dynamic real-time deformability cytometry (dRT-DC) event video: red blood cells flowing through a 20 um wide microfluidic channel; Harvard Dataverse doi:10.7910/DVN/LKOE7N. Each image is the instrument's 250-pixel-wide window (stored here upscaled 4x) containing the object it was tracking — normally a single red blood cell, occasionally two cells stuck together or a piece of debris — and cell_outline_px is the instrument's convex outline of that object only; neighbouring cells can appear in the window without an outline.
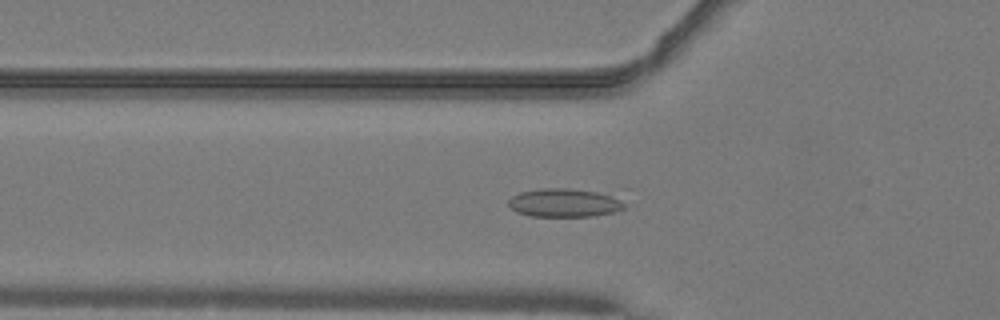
{"species": "common noctule bat (a hibernating species)", "species_latin": "Nyctalus noctula", "temperature_condition": "warm", "stored_images_in_passage": 50, "camera_frame_rate_fps": 3000, "um_per_image_px": 0.085, "animal": {"sex": "male", "body_mass_g": 19.2, "forearm_length_mm": 51.8}, "frame": {"image": 1, "passage_image": 17, "time_ms": 5.333, "image_size_px": [1000, 320], "cell_outline_px": [[624, 208], [616, 212], [592, 216], [528, 216], [516, 212], [508, 204], [508, 200], [512, 196], [520, 192], [540, 188], [568, 188], [596, 192], [620, 200], [624, 204]], "centroid_in_image_um": [47.9, 17.24], "position_along_channel_um": 77.9, "area_um2": 19.02}}
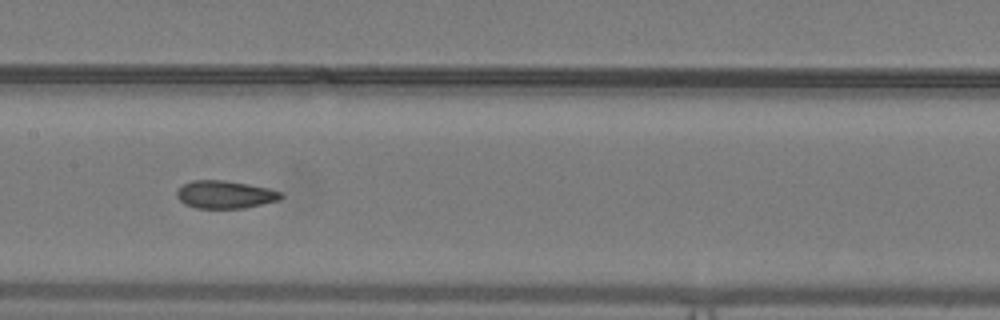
{"frame": {"image": 2, "passage_image": 25, "time_ms": 8.0, "image_size_px": [1000, 320], "cell_outline_px": [[284, 196], [280, 200], [244, 208], [196, 208], [184, 204], [176, 196], [176, 192], [184, 184], [192, 180], [224, 180], [248, 184], [268, 188], [280, 192]], "centroid_in_image_um": [19.13, 16.54], "position_along_channel_um": 188.3, "area_um2": 16.82}}
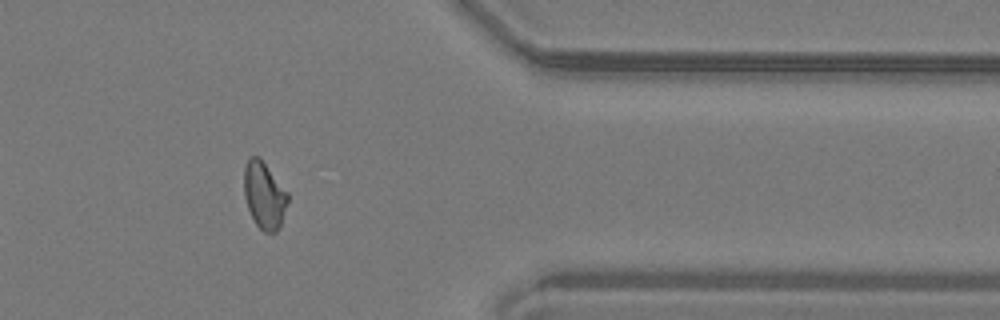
{"frame": {"image": 3, "passage_image": 41, "time_ms": 13.333, "image_size_px": [1000, 320], "cell_outline_px": [[288, 200], [280, 224], [276, 232], [264, 232], [256, 224], [248, 208], [244, 196], [244, 168], [248, 156], [260, 156], [288, 192]], "centroid_in_image_um": [22.45, 16.54], "position_along_channel_um": 389.0, "area_um2": 17.05}, "authors_computed_cell_mechanics": {"area_um2": 17.2244, "velocity_mm_per_s": 4.0874, "shape_relaxation_time_tau1_ms": null, "shape_relaxation_time_tau2_ms": 1.2609, "deformation_change_tau1": null, "deformation_change_tau2": 0.0585}}